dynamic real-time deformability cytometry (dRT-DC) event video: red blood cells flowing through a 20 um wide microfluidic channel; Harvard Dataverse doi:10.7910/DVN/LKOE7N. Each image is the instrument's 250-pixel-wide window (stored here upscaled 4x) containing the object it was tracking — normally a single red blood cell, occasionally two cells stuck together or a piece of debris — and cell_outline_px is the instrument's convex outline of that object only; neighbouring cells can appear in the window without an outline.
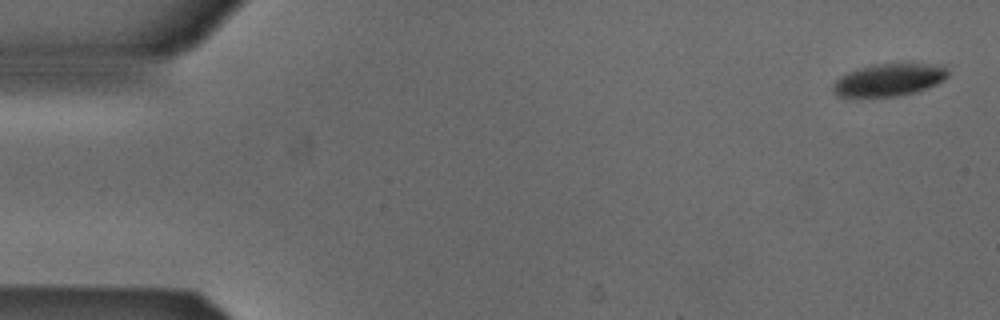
{"species": "Egyptian fruit bat (a non-hibernating species)", "species_latin": "Rousettus aegyptiacus", "temperature_condition": "cold", "stored_images_in_passage": 5, "camera_frame_rate_fps": 3000, "um_per_image_px": 0.085, "animal": {"sex": "male"}, "frame": {"image": 1, "passage_image": 1, "time_ms": 0.0, "image_size_px": [1000, 320], "cell_outline_px": [[948, 76], [944, 80], [928, 88], [916, 92], [900, 96], [836, 96], [832, 92], [832, 84], [840, 76], [856, 68], [872, 64], [944, 64], [948, 68]], "centroid_in_image_um": [75.58, 6.78], "position_along_channel_um": 9.4, "area_um2": 21.96}}